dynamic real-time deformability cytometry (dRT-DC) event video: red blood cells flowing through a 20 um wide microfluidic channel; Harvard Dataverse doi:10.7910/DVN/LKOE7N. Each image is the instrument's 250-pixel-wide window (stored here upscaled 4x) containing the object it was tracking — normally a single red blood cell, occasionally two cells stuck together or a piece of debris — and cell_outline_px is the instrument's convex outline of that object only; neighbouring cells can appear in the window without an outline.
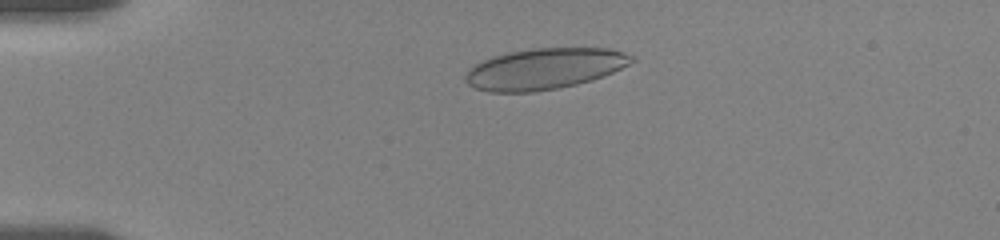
{"species": "human", "species_latin": "Homo sapiens", "temperature_condition": "room temperature", "stored_images_in_passage": 9, "camera_frame_rate_fps": 3000, "um_per_image_px": 0.085, "donor": {"sex": "female"}, "frame": {"image": 1, "passage_image": 7, "time_ms": 3.0, "image_size_px": [1000, 240], "cell_outline_px": [[636, 60], [604, 76], [592, 80], [576, 84], [556, 88], [532, 92], [488, 92], [476, 88], [468, 84], [464, 80], [464, 76], [472, 64], [492, 56], [508, 52], [532, 48], [608, 48], [624, 52], [636, 56]], "centroid_in_image_um": [46.25, 5.84], "position_along_channel_um": 38.7, "area_um2": 39.94}}